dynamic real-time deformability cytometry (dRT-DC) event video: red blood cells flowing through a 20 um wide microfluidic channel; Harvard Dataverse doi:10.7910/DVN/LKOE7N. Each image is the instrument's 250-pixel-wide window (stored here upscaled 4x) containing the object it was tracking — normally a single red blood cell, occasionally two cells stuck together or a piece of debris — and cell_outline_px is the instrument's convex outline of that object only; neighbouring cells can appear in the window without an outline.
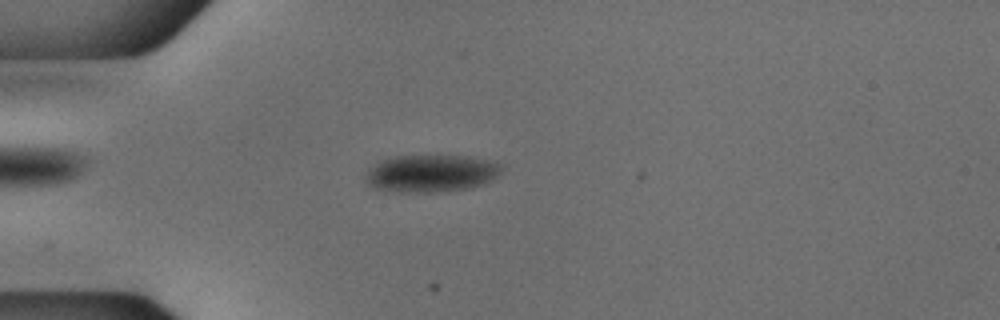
{"species": "common noctule bat (a hibernating species)", "species_latin": "Nyctalus noctula", "temperature_condition": "cold", "stored_images_in_passage": 38, "camera_frame_rate_fps": 3000, "um_per_image_px": 0.085, "animal": {"sex": "male", "body_mass_g": 18.8}, "frame": {"image": 1, "passage_image": 6, "time_ms": 1.667, "image_size_px": [1000, 320], "cell_outline_px": [[500, 168], [492, 180], [484, 184], [472, 188], [432, 192], [388, 192], [376, 188], [368, 184], [364, 176], [368, 168], [384, 160], [396, 156], [468, 156], [488, 160], [500, 164]], "centroid_in_image_um": [36.6, 14.75], "position_along_channel_um": 48.4, "area_um2": 29.42}}
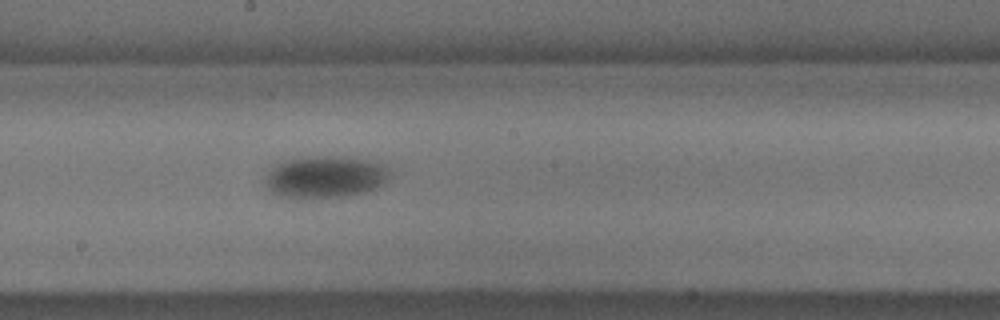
{"frame": {"image": 2, "passage_image": 21, "time_ms": 6.667, "image_size_px": [1000, 320], "cell_outline_px": [[392, 172], [388, 180], [380, 188], [364, 192], [344, 196], [280, 196], [272, 192], [264, 184], [264, 180], [268, 172], [276, 164], [284, 160], [304, 156], [340, 156], [368, 160], [384, 164]], "centroid_in_image_um": [27.7, 15.0], "position_along_channel_um": 220.5, "area_um2": 30.46}}
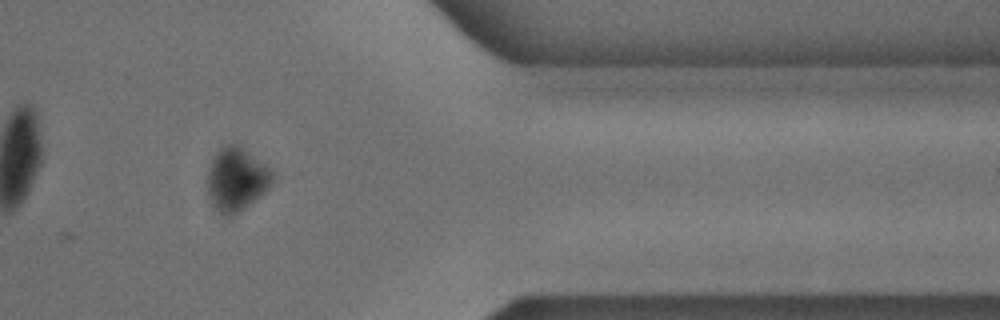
{"frame": {"image": 3, "passage_image": 36, "time_ms": 11.667, "image_size_px": [1000, 320], "cell_outline_px": [[276, 176], [272, 184], [260, 196], [240, 212], [232, 216], [224, 216], [212, 204], [208, 196], [208, 168], [216, 152], [220, 148], [228, 144], [240, 144], [272, 168]], "centroid_in_image_um": [20.15, 15.22], "position_along_channel_um": 391.3, "area_um2": 24.45}}